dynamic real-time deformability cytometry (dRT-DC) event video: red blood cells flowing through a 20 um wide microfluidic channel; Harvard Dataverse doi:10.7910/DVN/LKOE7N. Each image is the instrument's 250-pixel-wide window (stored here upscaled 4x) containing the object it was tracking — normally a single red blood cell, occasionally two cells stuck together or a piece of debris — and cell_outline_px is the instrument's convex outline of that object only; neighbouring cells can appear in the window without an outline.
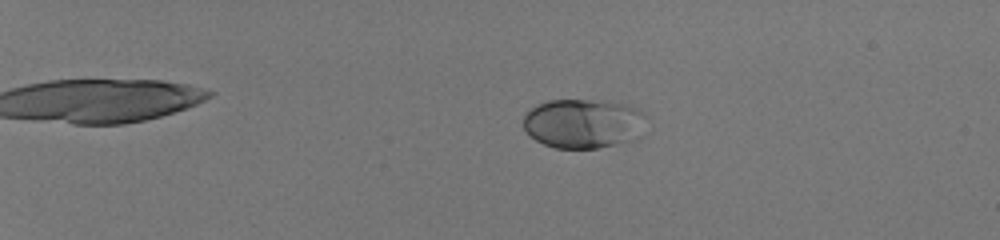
{"species": "human", "species_latin": "Homo sapiens", "temperature_condition": "room temperature", "stored_images_in_passage": 56, "camera_frame_rate_fps": 3000, "um_per_image_px": 0.085, "donor": {"sex": "male"}, "frame": {"image": 1, "passage_image": 15, "time_ms": 4.667, "image_size_px": [1000, 240], "cell_outline_px": [[644, 116], [632, 140], [596, 148], [556, 148], [544, 144], [536, 140], [524, 128], [524, 112], [528, 108], [536, 104], [548, 100], [604, 100], [624, 104], [640, 108], [644, 112]], "centroid_in_image_um": [49.49, 10.46], "position_along_channel_um": 35.5, "area_um2": 35.03}}
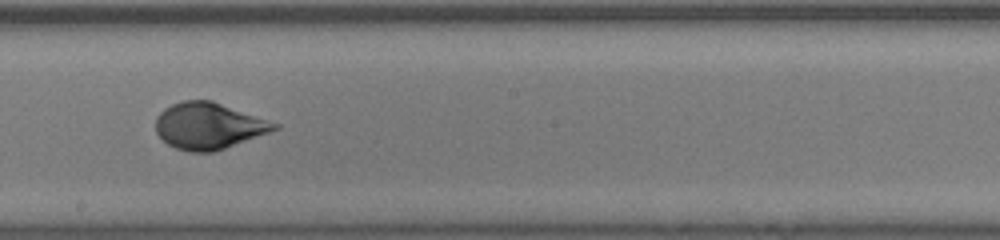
{"frame": {"image": 2, "passage_image": 38, "time_ms": 12.333, "image_size_px": [1000, 240], "cell_outline_px": [[280, 128], [224, 148], [212, 152], [188, 152], [176, 148], [168, 144], [156, 132], [156, 116], [164, 108], [172, 104], [184, 100], [212, 100], [280, 124]], "centroid_in_image_um": [17.72, 10.69], "position_along_channel_um": 230.5, "area_um2": 31.91}}
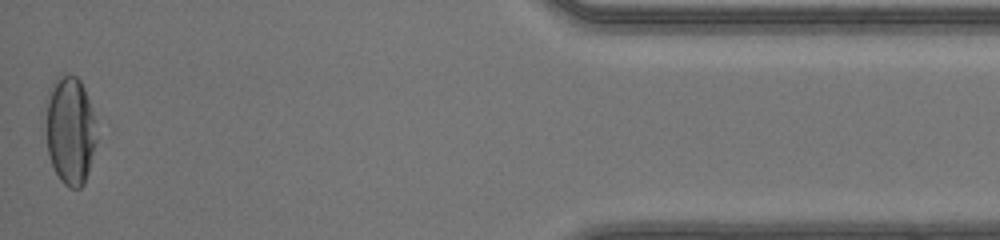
{"frame": {"image": 3, "passage_image": 56, "time_ms": 18.333, "image_size_px": [1000, 240], "cell_outline_px": [[96, 140], [88, 172], [84, 184], [80, 188], [68, 188], [60, 180], [52, 164], [48, 152], [44, 128], [44, 100], [56, 76], [68, 72], [76, 76], [80, 80], [84, 88], [92, 112]], "centroid_in_image_um": [5.89, 11.03], "position_along_channel_um": 429.3, "area_um2": 32.6}, "authors_computed_cell_mechanics": {"area_um2": 32.8304, "velocity_mm_per_s": 4.1616, "shape_relaxation_time_tau1_ms": 3.3553, "shape_relaxation_time_tau2_ms": null, "deformation_change_tau1": 0.1684, "deformation_change_tau2": null}}